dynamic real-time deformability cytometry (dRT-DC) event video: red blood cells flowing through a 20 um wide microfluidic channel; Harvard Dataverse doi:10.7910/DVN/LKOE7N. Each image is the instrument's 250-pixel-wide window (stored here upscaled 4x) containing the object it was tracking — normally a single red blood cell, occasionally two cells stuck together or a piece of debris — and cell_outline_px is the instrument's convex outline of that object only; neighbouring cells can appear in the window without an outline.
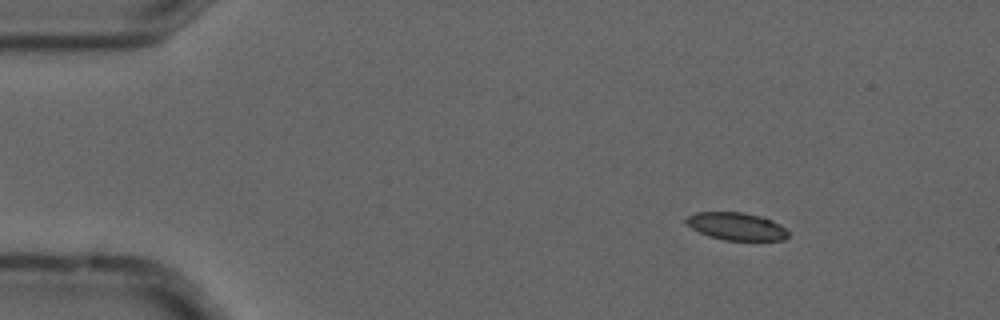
{"species": "common noctule bat (a hibernating species)", "species_latin": "Nyctalus noctula", "temperature_condition": "cold", "stored_images_in_passage": 6, "camera_frame_rate_fps": 3000, "um_per_image_px": 0.085, "animal": {"sex": "male", "forearm_length_mm": 52.5}, "frame": {"image": 1, "passage_image": 1, "time_ms": 0.0, "image_size_px": [1000, 320], "cell_outline_px": [[788, 236], [784, 240], [724, 240], [708, 236], [692, 228], [684, 220], [688, 216], [696, 212], [744, 212], [760, 216], [772, 220], [780, 224], [788, 232]], "centroid_in_image_um": [62.6, 19.23], "position_along_channel_um": 22.4, "area_um2": 16.36}}